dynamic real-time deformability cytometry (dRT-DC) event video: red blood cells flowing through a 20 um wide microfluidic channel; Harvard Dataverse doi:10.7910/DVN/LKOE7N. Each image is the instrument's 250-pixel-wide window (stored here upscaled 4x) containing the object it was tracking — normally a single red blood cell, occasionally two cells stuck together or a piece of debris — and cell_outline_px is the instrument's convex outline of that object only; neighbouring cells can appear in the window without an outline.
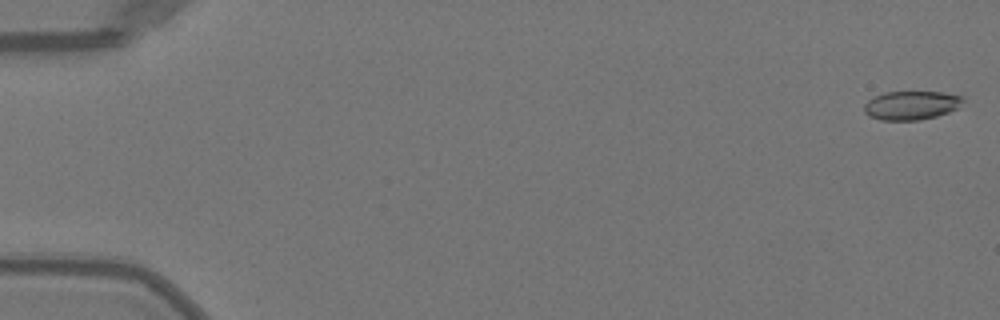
{"species": "Egyptian fruit bat (a non-hibernating species)", "species_latin": "Rousettus aegyptiacus", "temperature_condition": "warm", "stored_images_in_passage": 51, "camera_frame_rate_fps": 3000, "um_per_image_px": 0.085, "animal": {"sex": "female"}, "frame": {"image": 1, "passage_image": 1, "time_ms": 0.0, "image_size_px": [1000, 320], "cell_outline_px": [[964, 100], [956, 108], [948, 112], [936, 116], [920, 120], [880, 120], [868, 116], [864, 112], [864, 104], [872, 96], [884, 92], [944, 92], [964, 96]], "centroid_in_image_um": [77.42, 8.94], "position_along_channel_um": 7.6, "area_um2": 16.7}}
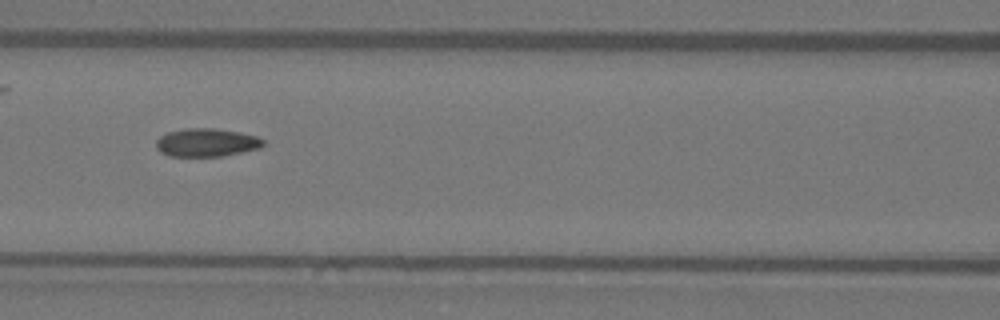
{"frame": {"image": 2, "passage_image": 23, "time_ms": 7.333, "image_size_px": [1000, 320], "cell_outline_px": [[268, 144], [260, 148], [220, 156], [168, 156], [160, 152], [156, 148], [156, 140], [160, 136], [168, 132], [184, 128], [216, 128], [240, 132], [256, 136], [264, 140]], "centroid_in_image_um": [17.56, 12.11], "position_along_channel_um": 149.0, "area_um2": 17.74}}
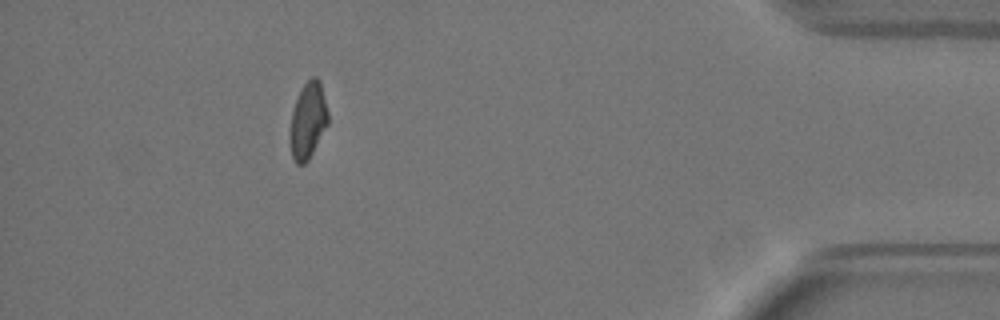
{"frame": {"image": 3, "passage_image": 46, "time_ms": 15.0, "image_size_px": [1000, 320], "cell_outline_px": [[328, 124], [308, 160], [304, 164], [296, 164], [292, 156], [292, 112], [300, 88], [312, 76], [316, 76], [320, 80], [328, 112]], "centroid_in_image_um": [26.21, 10.19], "position_along_channel_um": 409.0, "area_um2": 16.42}, "authors_computed_cell_mechanics": {"area_um2": 17.5712, "velocity_mm_per_s": 4.056, "shape_relaxation_time_tau1_ms": null, "shape_relaxation_time_tau2_ms": 2.0037, "deformation_change_tau1": null, "deformation_change_tau2": 0.0647}}